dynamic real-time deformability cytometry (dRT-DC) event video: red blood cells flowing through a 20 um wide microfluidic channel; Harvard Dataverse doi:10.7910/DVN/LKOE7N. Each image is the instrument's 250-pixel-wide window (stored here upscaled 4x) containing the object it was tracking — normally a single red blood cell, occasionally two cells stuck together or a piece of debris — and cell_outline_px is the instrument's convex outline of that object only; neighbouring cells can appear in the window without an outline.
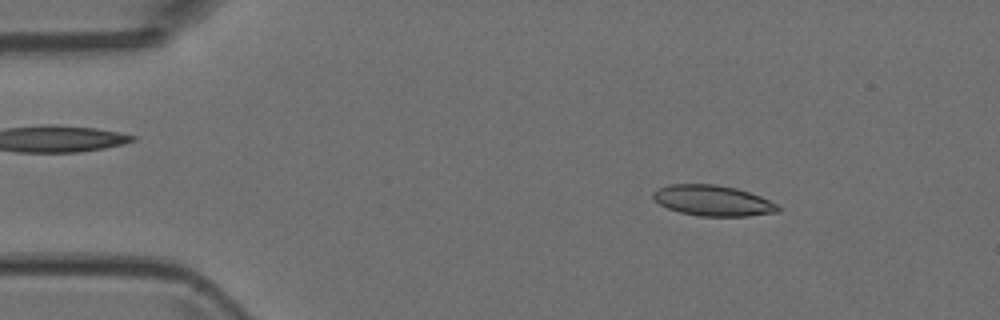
{"species": "Egyptian fruit bat (a non-hibernating species)", "species_latin": "Rousettus aegyptiacus", "temperature_condition": "room temperature", "stored_images_in_passage": 6, "camera_frame_rate_fps": 3000, "um_per_image_px": 0.085, "animal": {"sex": "female"}, "frame": {"image": 1, "passage_image": 2, "time_ms": 2.0, "image_size_px": [1000, 320], "cell_outline_px": [[780, 212], [748, 216], [700, 216], [680, 212], [668, 208], [660, 204], [652, 196], [652, 192], [668, 184], [716, 184], [736, 188], [760, 196], [776, 204], [780, 208]], "centroid_in_image_um": [60.6, 17.05], "position_along_channel_um": 24.4, "area_um2": 22.2}}
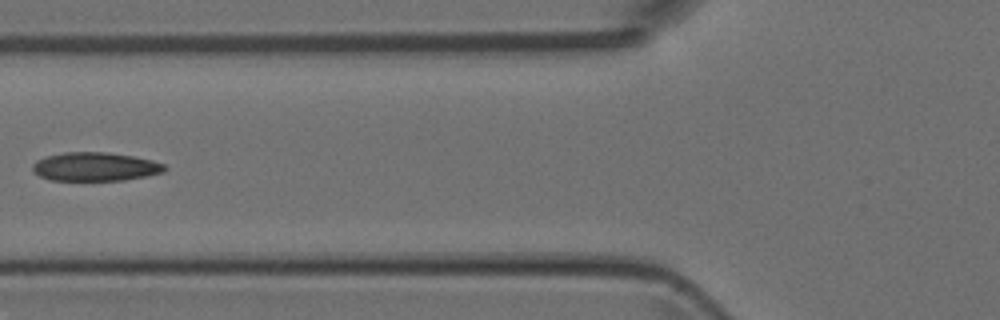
{"frame": {"image": 2, "passage_image": 5, "time_ms": 6.0, "image_size_px": [1000, 320], "cell_outline_px": [[164, 172], [124, 180], [52, 180], [40, 176], [32, 168], [32, 164], [36, 160], [44, 156], [64, 152], [108, 152], [132, 156], [152, 160], [164, 164]], "centroid_in_image_um": [8.06, 14.16], "position_along_channel_um": 117.7, "area_um2": 21.91}}
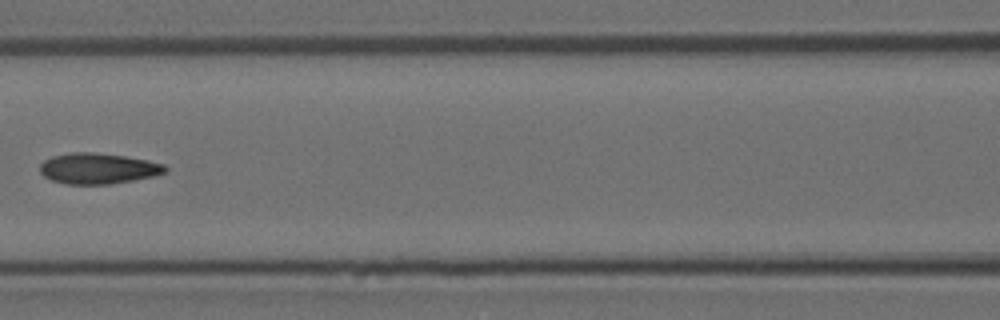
{"frame": {"image": 3, "passage_image": 6, "time_ms": 7.0, "image_size_px": [1000, 320], "cell_outline_px": [[168, 172], [156, 176], [112, 184], [64, 184], [52, 180], [44, 176], [40, 172], [40, 164], [44, 160], [52, 156], [68, 152], [92, 152], [124, 156], [148, 160], [164, 164], [168, 168]], "centroid_in_image_um": [8.36, 14.32], "position_along_channel_um": 158.2, "area_um2": 22.72}}